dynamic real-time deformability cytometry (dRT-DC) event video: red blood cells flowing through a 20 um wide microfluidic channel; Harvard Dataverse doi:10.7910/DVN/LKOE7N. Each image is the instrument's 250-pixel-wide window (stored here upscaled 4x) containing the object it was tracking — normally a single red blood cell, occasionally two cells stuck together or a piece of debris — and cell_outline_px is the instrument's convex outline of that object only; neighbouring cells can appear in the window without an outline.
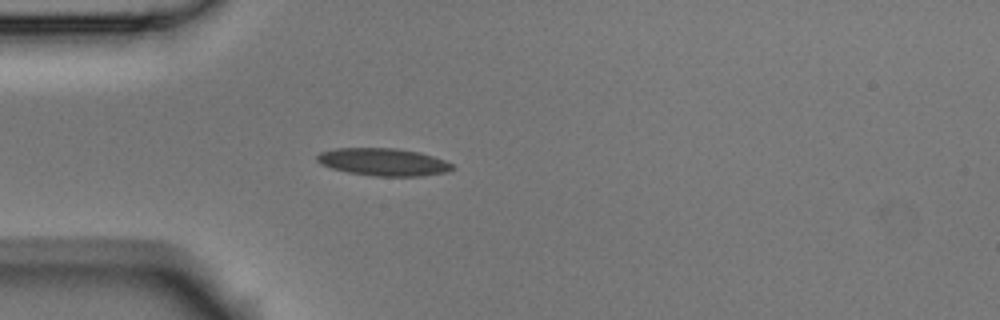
{"species": "Egyptian fruit bat (a non-hibernating species)", "species_latin": "Rousettus aegyptiacus", "temperature_condition": "room temperature", "stored_images_in_passage": 3, "camera_frame_rate_fps": 3000, "um_per_image_px": 0.085, "animal": {"sex": "male"}, "frame": {"image": 1, "passage_image": 3, "time_ms": 0.667, "image_size_px": [1000, 320], "cell_outline_px": [[456, 168], [444, 172], [424, 176], [376, 176], [348, 172], [332, 168], [320, 164], [316, 160], [316, 156], [320, 152], [336, 148], [396, 148], [420, 152], [444, 160], [452, 164]], "centroid_in_image_um": [32.58, 13.76], "position_along_channel_um": 52.4, "area_um2": 21.68}}